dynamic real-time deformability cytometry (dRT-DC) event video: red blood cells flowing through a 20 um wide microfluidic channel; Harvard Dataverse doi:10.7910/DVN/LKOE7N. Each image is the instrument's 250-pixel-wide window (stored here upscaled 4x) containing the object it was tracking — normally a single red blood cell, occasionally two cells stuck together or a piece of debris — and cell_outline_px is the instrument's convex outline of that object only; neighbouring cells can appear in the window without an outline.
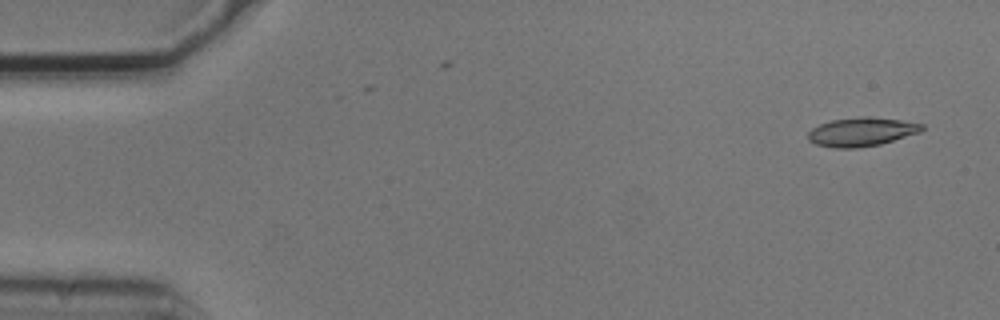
{"species": "common noctule bat (a hibernating species)", "species_latin": "Nyctalus noctula", "temperature_condition": "cold", "stored_images_in_passage": 2, "camera_frame_rate_fps": 3000, "um_per_image_px": 0.085, "animal": {"sex": "male", "body_mass_g": 20.5, "forearm_length_mm": 52.5}, "frame": {"image": 1, "passage_image": 2, "time_ms": 0.333, "image_size_px": [1000, 320], "cell_outline_px": [[924, 128], [920, 132], [880, 144], [856, 148], [836, 148], [816, 144], [808, 140], [808, 132], [812, 128], [820, 124], [832, 120], [864, 116], [868, 116], [900, 120], [924, 124]], "centroid_in_image_um": [73.22, 11.2], "position_along_channel_um": 11.8, "area_um2": 18.96}}